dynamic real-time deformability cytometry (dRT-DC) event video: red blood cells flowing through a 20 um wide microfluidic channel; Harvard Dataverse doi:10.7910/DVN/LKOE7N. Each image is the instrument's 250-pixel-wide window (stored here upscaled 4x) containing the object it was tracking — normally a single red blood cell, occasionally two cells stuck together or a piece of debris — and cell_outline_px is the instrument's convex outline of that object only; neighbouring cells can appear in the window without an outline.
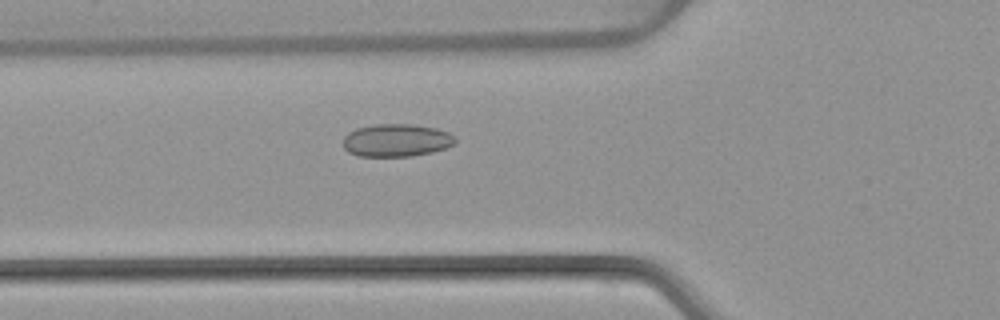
{"species": "common noctule bat (a hibernating species)", "species_latin": "Nyctalus noctula", "temperature_condition": "warm", "stored_images_in_passage": 54, "camera_frame_rate_fps": 3000, "um_per_image_px": 0.085, "animal": {"sex": "female", "body_mass_g": 22.7, "forearm_length_mm": 54.2}, "frame": {"image": 1, "passage_image": 20, "time_ms": 6.333, "image_size_px": [1000, 320], "cell_outline_px": [[456, 140], [452, 144], [444, 148], [432, 152], [412, 156], [360, 156], [348, 152], [344, 148], [344, 136], [348, 132], [356, 128], [376, 124], [412, 124], [436, 128], [448, 132], [456, 136]], "centroid_in_image_um": [33.69, 11.92], "position_along_channel_um": 92.1, "area_um2": 21.39}}
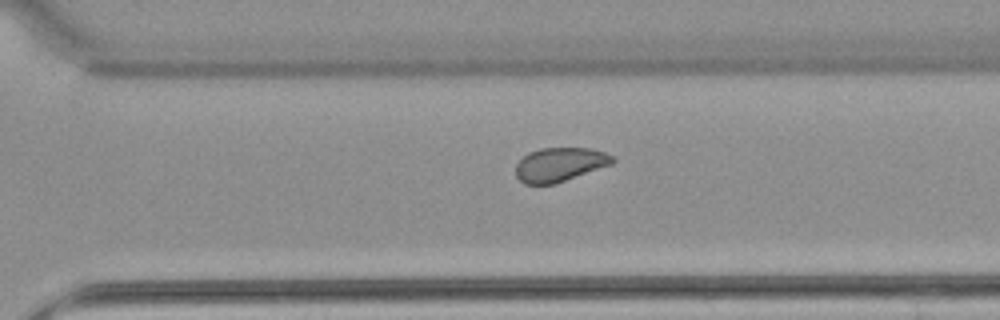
{"frame": {"image": 2, "passage_image": 38, "time_ms": 12.333, "image_size_px": [1000, 320], "cell_outline_px": [[616, 160], [612, 164], [556, 184], [524, 184], [516, 176], [516, 164], [528, 152], [540, 148], [588, 148], [604, 152], [612, 156]], "centroid_in_image_um": [47.57, 13.99], "position_along_channel_um": 323.0, "area_um2": 19.19}}
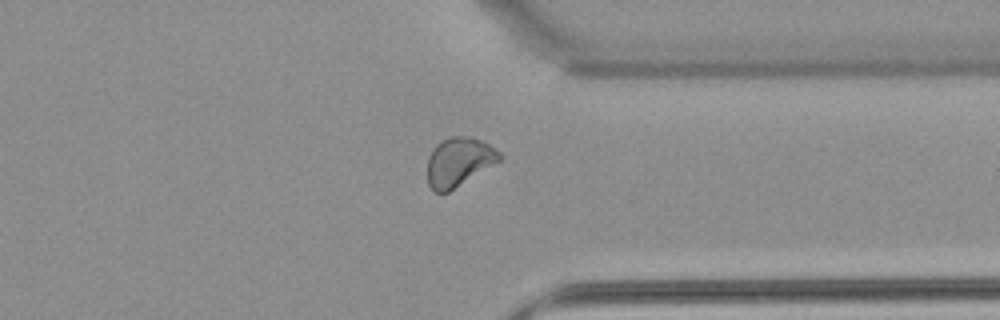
{"frame": {"image": 3, "passage_image": 42, "time_ms": 13.667, "image_size_px": [1000, 320], "cell_outline_px": [[504, 156], [500, 160], [448, 192], [432, 192], [428, 184], [428, 156], [432, 148], [436, 144], [452, 136], [472, 136], [488, 144], [500, 152]], "centroid_in_image_um": [38.98, 13.75], "position_along_channel_um": 372.4, "area_um2": 20.4}, "authors_computed_cell_mechanics": {"area_um2": 20.8658, "velocity_mm_per_s": 3.8494, "shape_relaxation_time_tau1_ms": null, "shape_relaxation_time_tau2_ms": 1.9004, "deformation_change_tau1": null, "deformation_change_tau2": 0.053}}